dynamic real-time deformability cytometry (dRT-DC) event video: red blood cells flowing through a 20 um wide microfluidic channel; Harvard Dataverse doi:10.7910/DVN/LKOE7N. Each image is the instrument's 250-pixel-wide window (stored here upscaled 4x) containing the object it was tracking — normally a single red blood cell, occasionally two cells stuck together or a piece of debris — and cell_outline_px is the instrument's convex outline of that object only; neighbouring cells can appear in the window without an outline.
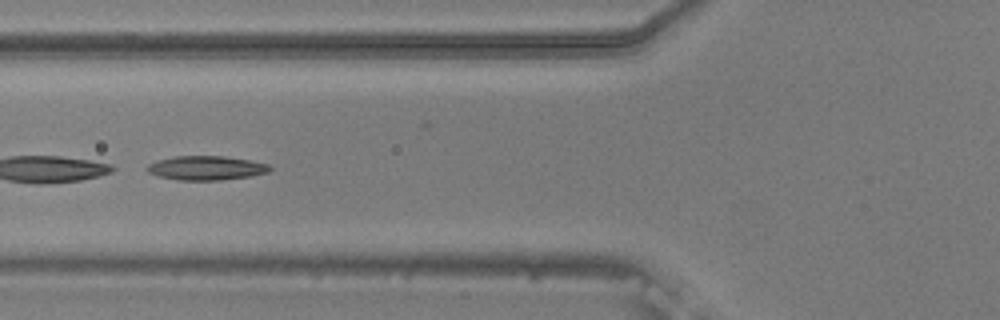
{"species": "common noctule bat (a hibernating species)", "species_latin": "Nyctalus noctula", "temperature_condition": "warm", "stored_images_in_passage": 52, "segment_of_instrument_passage": [2, 2], "camera_frame_rate_fps": 3000, "um_per_image_px": 0.085, "animal": {"sex": "male", "body_mass_g": 20.5, "forearm_length_mm": 52.5}, "frame": {"image": 1, "passage_image": 20, "time_ms": 6.333, "image_size_px": [1000, 320], "cell_outline_px": [[272, 168], [268, 172], [252, 176], [220, 180], [180, 180], [160, 176], [148, 172], [144, 168], [148, 164], [156, 160], [176, 156], [224, 156], [248, 160], [268, 164]], "centroid_in_image_um": [17.51, 14.27], "position_along_channel_um": 108.3, "area_um2": 17.22}}
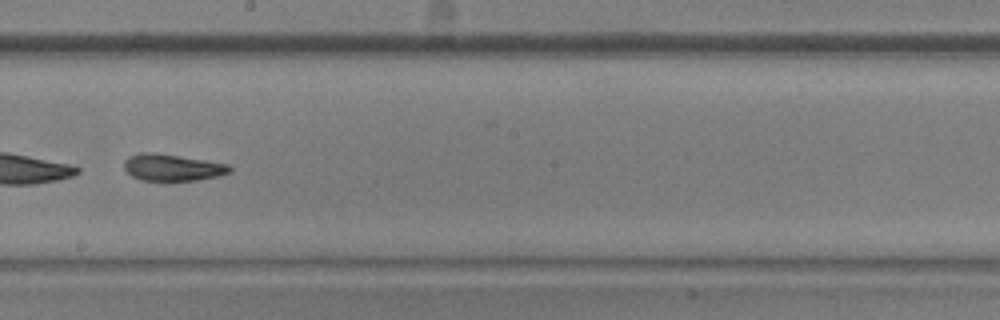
{"frame": {"image": 2, "passage_image": 30, "time_ms": 9.667, "image_size_px": [1000, 320], "cell_outline_px": [[232, 172], [216, 176], [196, 180], [140, 180], [132, 176], [124, 168], [124, 160], [128, 156], [140, 152], [156, 152], [228, 164], [232, 168]], "centroid_in_image_um": [14.62, 14.22], "position_along_channel_um": 233.6, "area_um2": 16.42}}